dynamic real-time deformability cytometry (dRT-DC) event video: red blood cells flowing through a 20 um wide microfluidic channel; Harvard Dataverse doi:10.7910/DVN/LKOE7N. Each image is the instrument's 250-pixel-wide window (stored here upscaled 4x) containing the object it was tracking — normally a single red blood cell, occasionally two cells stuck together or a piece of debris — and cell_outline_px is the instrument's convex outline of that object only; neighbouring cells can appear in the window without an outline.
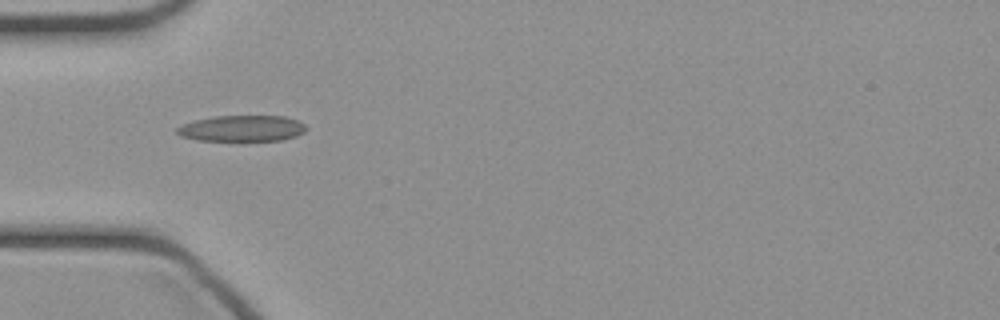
{"species": "common noctule bat (a hibernating species)", "species_latin": "Nyctalus noctula", "temperature_condition": "cold", "stored_images_in_passage": 16, "camera_frame_rate_fps": 3000, "um_per_image_px": 0.085, "animal": {"sex": "female", "body_mass_g": 21.9}, "frame": {"image": 1, "passage_image": 1, "time_ms": 0.0, "image_size_px": [1000, 320], "cell_outline_px": [[308, 128], [304, 132], [296, 136], [280, 140], [196, 140], [180, 136], [176, 132], [176, 128], [180, 124], [196, 120], [216, 116], [284, 116], [296, 120], [304, 124]], "centroid_in_image_um": [20.55, 10.91], "position_along_channel_um": 64.5, "area_um2": 19.54}}
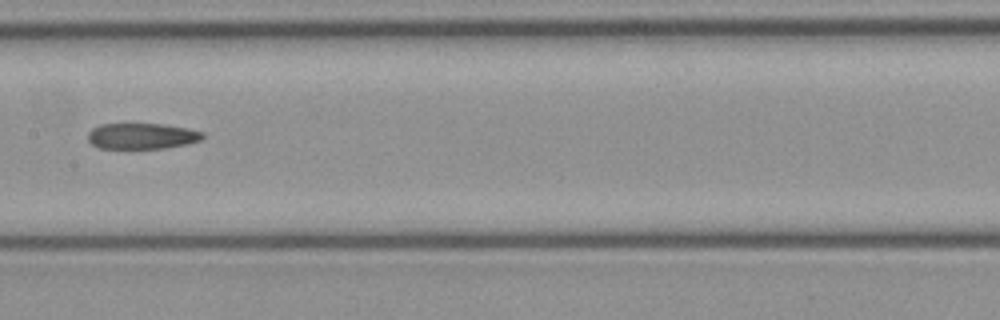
{"frame": {"image": 2, "passage_image": 10, "time_ms": 3.0, "image_size_px": [1000, 320], "cell_outline_px": [[204, 136], [200, 140], [188, 144], [164, 148], [100, 148], [92, 144], [88, 140], [88, 132], [92, 128], [100, 124], [164, 124], [188, 128], [204, 132]], "centroid_in_image_um": [12.07, 11.56], "position_along_channel_um": 195.3, "area_um2": 17.34}}
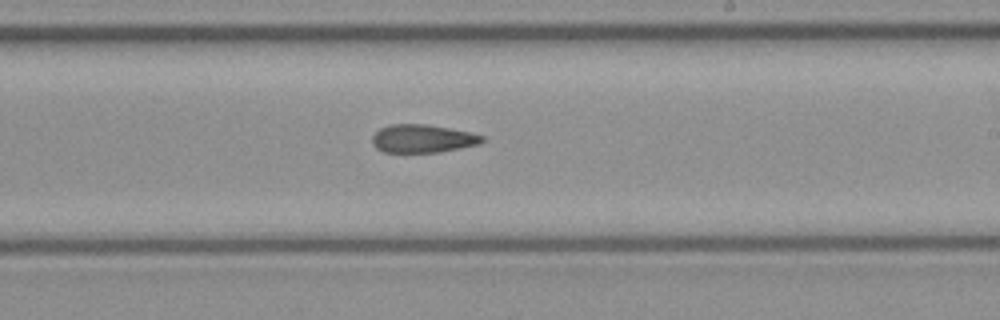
{"frame": {"image": 3, "passage_image": 14, "time_ms": 4.333, "image_size_px": [1000, 320], "cell_outline_px": [[484, 140], [480, 144], [440, 152], [384, 152], [376, 148], [372, 144], [372, 136], [380, 128], [388, 124], [428, 124], [468, 132], [484, 136]], "centroid_in_image_um": [35.9, 11.78], "position_along_channel_um": 253.1, "area_um2": 18.03}}